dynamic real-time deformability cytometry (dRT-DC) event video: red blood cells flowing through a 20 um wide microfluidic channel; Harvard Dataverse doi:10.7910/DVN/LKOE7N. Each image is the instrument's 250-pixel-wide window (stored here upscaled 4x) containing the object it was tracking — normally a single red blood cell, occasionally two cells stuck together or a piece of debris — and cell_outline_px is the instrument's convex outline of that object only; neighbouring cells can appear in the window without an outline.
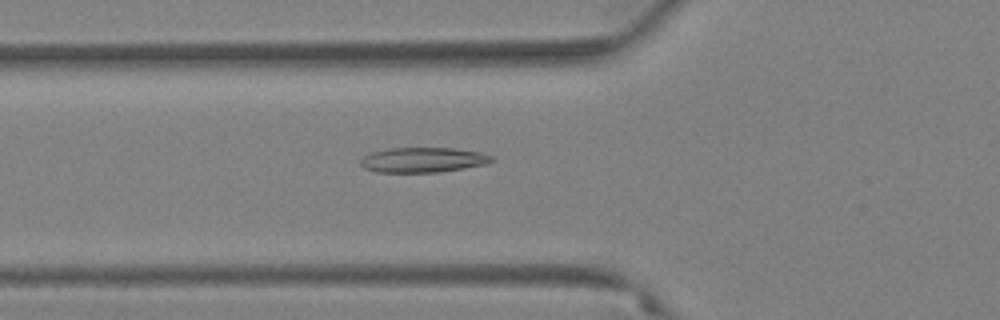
{"species": "Egyptian fruit bat (a non-hibernating species)", "species_latin": "Rousettus aegyptiacus", "temperature_condition": "warm", "stored_images_in_passage": 61, "camera_frame_rate_fps": 3000, "um_per_image_px": 0.085, "animal": {"sex": "female"}, "frame": {"image": 1, "passage_image": 23, "time_ms": 7.333, "image_size_px": [1000, 320], "cell_outline_px": [[496, 156], [488, 164], [440, 172], [376, 172], [364, 168], [360, 164], [360, 160], [364, 156], [372, 152], [388, 148], [456, 148], [480, 152]], "centroid_in_image_um": [35.98, 13.59], "position_along_channel_um": 89.8, "area_um2": 19.25}}
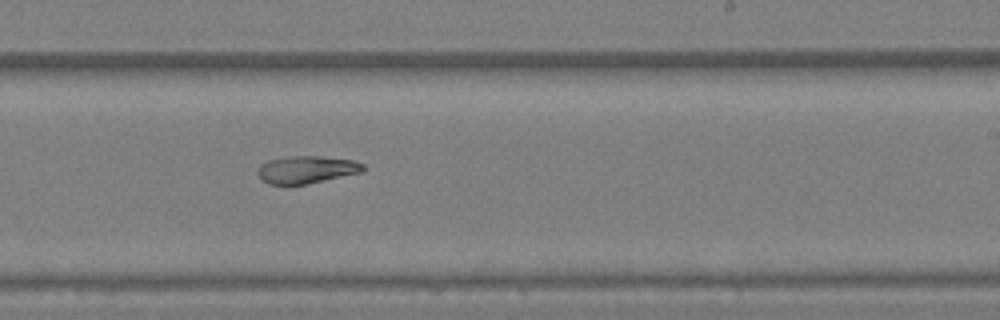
{"frame": {"image": 2, "passage_image": 38, "time_ms": 12.333, "image_size_px": [1000, 320], "cell_outline_px": [[364, 168], [360, 172], [308, 184], [268, 184], [260, 180], [256, 172], [260, 164], [268, 160], [292, 156], [320, 156], [352, 160], [364, 164]], "centroid_in_image_um": [25.99, 14.42], "position_along_channel_um": 263.0, "area_um2": 16.82}}
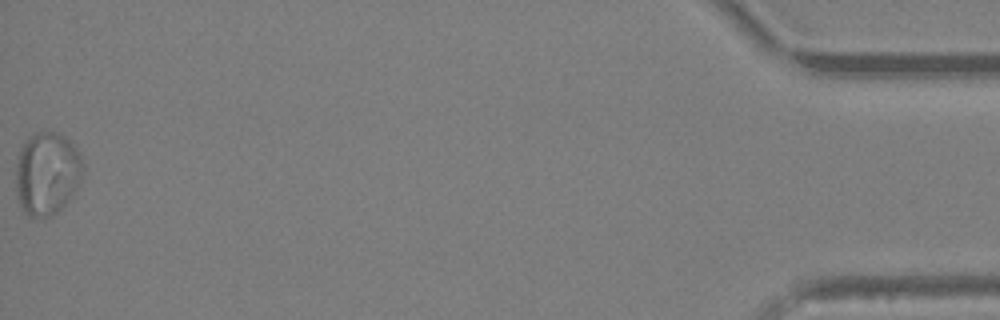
{"frame": {"image": 3, "passage_image": 61, "time_ms": 20.0, "image_size_px": [1000, 320], "cell_outline_px": [[84, 168], [80, 180], [76, 188], [64, 204], [52, 216], [28, 216], [24, 212], [20, 204], [16, 192], [16, 168], [20, 148], [28, 136], [36, 132], [56, 132], [64, 136], [80, 152], [84, 164]], "centroid_in_image_um": [3.99, 14.71], "position_along_channel_um": 431.2, "area_um2": 32.37}, "authors_computed_cell_mechanics": {"area_um2": 20.1722, "velocity_mm_per_s": 3.4552, "shape_relaxation_time_tau1_ms": null, "shape_relaxation_time_tau2_ms": 5.5494, "deformation_change_tau1": null, "deformation_change_tau2": 0.096}}